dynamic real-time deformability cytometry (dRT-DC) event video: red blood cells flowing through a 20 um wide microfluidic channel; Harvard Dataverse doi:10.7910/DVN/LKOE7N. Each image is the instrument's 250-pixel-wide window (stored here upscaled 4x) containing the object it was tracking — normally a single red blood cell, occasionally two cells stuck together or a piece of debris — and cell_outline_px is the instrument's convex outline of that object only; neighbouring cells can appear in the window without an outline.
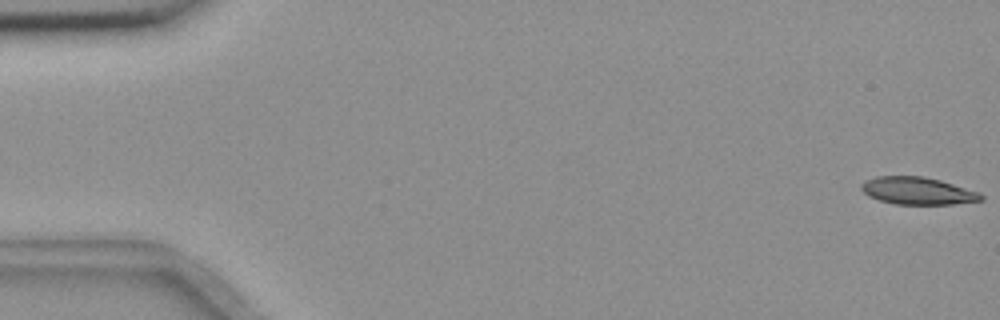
{"species": "common noctule bat (a hibernating species)", "species_latin": "Nyctalus noctula", "temperature_condition": "room temperature", "stored_images_in_passage": 56, "camera_frame_rate_fps": 3000, "um_per_image_px": 0.085, "animal": {"sex": "female", "body_mass_g": 18.4}, "frame": {"image": 1, "passage_image": 1, "time_ms": 0.0, "image_size_px": [1000, 320], "cell_outline_px": [[984, 200], [952, 204], [896, 204], [880, 200], [868, 196], [860, 188], [860, 184], [864, 180], [876, 176], [924, 176], [940, 180], [976, 192], [984, 196]], "centroid_in_image_um": [77.94, 16.21], "position_along_channel_um": 7.1, "area_um2": 18.96}}
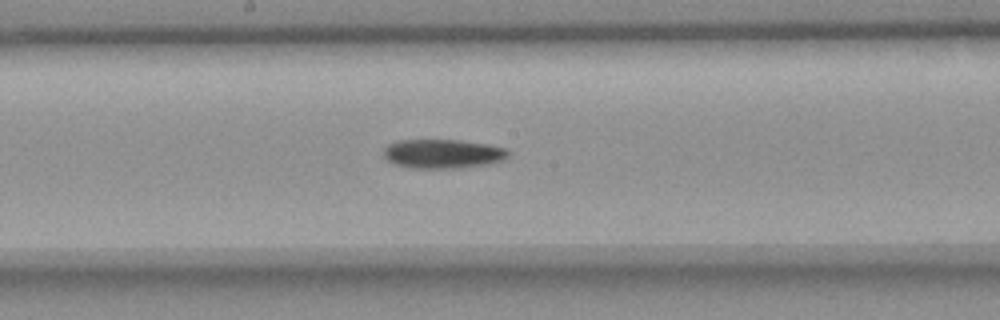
{"frame": {"image": 2, "passage_image": 30, "time_ms": 9.667, "image_size_px": [1000, 320], "cell_outline_px": [[508, 156], [500, 160], [488, 164], [464, 168], [412, 168], [396, 164], [388, 160], [384, 156], [384, 148], [388, 144], [396, 140], [460, 140], [488, 144], [504, 148], [508, 152]], "centroid_in_image_um": [37.61, 13.07], "position_along_channel_um": 210.6, "area_um2": 21.1}}
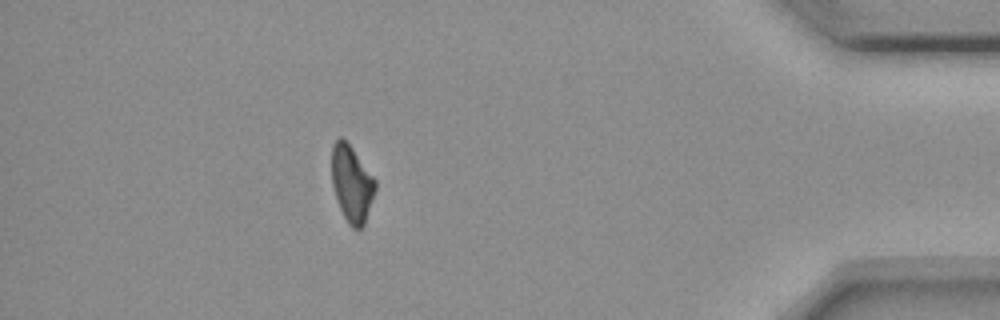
{"frame": {"image": 3, "passage_image": 50, "time_ms": 16.333, "image_size_px": [1000, 320], "cell_outline_px": [[376, 188], [364, 224], [356, 232], [348, 224], [340, 208], [332, 184], [332, 144], [340, 136], [352, 148], [376, 180]], "centroid_in_image_um": [29.9, 15.63], "position_along_channel_um": 405.3, "area_um2": 19.19}, "authors_computed_cell_mechanics": {"area_um2": 20.519, "velocity_mm_per_s": 3.6397, "shape_relaxation_time_tau1_ms": 7.1785, "shape_relaxation_time_tau2_ms": null, "deformation_change_tau1": 0.1649, "deformation_change_tau2": null}}